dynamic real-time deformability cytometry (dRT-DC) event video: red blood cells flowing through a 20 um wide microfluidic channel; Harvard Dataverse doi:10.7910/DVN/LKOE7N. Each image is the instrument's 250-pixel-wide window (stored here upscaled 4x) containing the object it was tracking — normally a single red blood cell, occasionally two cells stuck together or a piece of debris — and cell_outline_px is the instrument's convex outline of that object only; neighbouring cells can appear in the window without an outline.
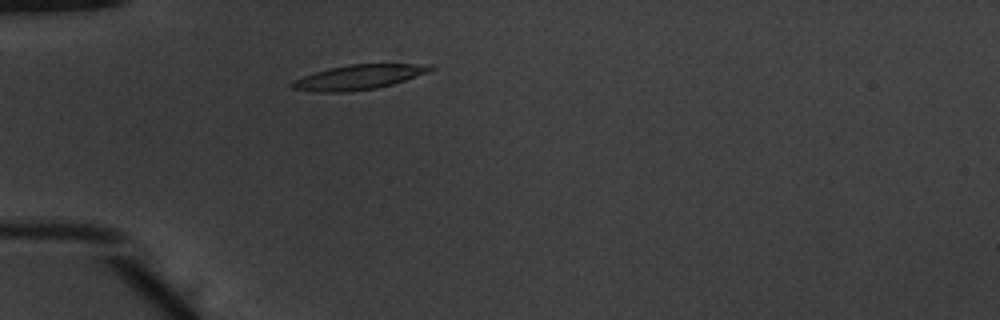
{"species": "common noctule bat (a hibernating species)", "species_latin": "Nyctalus noctula", "temperature_condition": "warm", "stored_images_in_passage": 43, "camera_frame_rate_fps": 3000, "um_per_image_px": 0.085, "animal": {"sex": "male", "body_mass_g": 20.1, "forearm_length_mm": 53.5}, "frame": {"image": 1, "passage_image": 7, "time_ms": 2.0, "image_size_px": [1000, 320], "cell_outline_px": [[436, 68], [428, 72], [392, 84], [376, 88], [348, 92], [316, 92], [292, 88], [288, 84], [292, 80], [328, 68], [348, 64], [432, 64]], "centroid_in_image_um": [30.47, 6.55], "position_along_channel_um": 54.5, "area_um2": 19.94}}
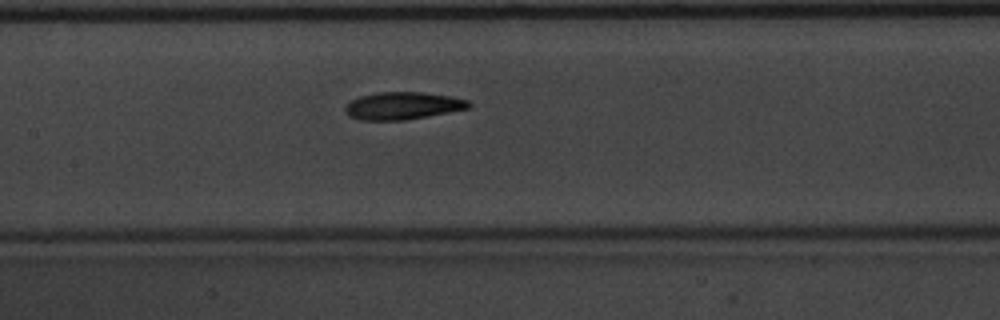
{"frame": {"image": 2, "passage_image": 17, "time_ms": 5.333, "image_size_px": [1000, 320], "cell_outline_px": [[472, 104], [468, 108], [428, 116], [404, 120], [360, 120], [348, 116], [344, 108], [352, 100], [360, 96], [376, 92], [420, 92], [448, 96], [468, 100]], "centroid_in_image_um": [34.2, 8.99], "position_along_channel_um": 173.2, "area_um2": 19.59}}
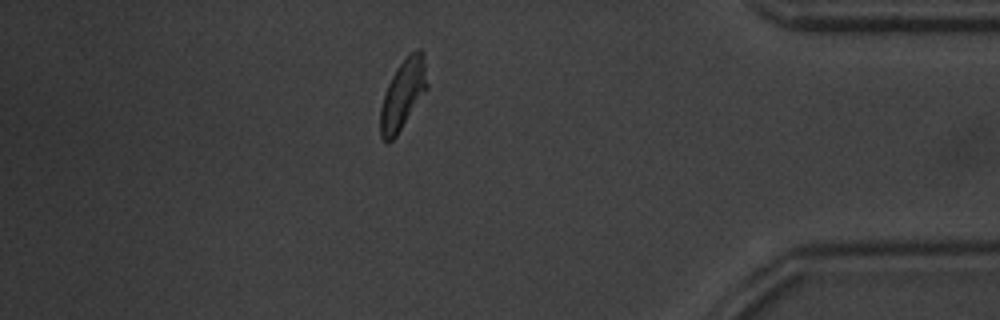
{"frame": {"image": 3, "passage_image": 37, "time_ms": 12.0, "image_size_px": [1000, 320], "cell_outline_px": [[428, 88], [396, 136], [388, 144], [384, 144], [380, 136], [380, 108], [388, 84], [396, 68], [416, 48], [420, 48], [424, 52], [428, 84]], "centroid_in_image_um": [34.25, 8.04], "position_along_channel_um": 400.9, "area_um2": 19.07}, "authors_computed_cell_mechanics": {"area_um2": 19.4786, "velocity_mm_per_s": 3.8848, "shape_relaxation_time_tau1_ms": 3.2411, "shape_relaxation_time_tau2_ms": 2.2709, "deformation_change_tau1": 0.1508, "deformation_change_tau2": 0.0874}}